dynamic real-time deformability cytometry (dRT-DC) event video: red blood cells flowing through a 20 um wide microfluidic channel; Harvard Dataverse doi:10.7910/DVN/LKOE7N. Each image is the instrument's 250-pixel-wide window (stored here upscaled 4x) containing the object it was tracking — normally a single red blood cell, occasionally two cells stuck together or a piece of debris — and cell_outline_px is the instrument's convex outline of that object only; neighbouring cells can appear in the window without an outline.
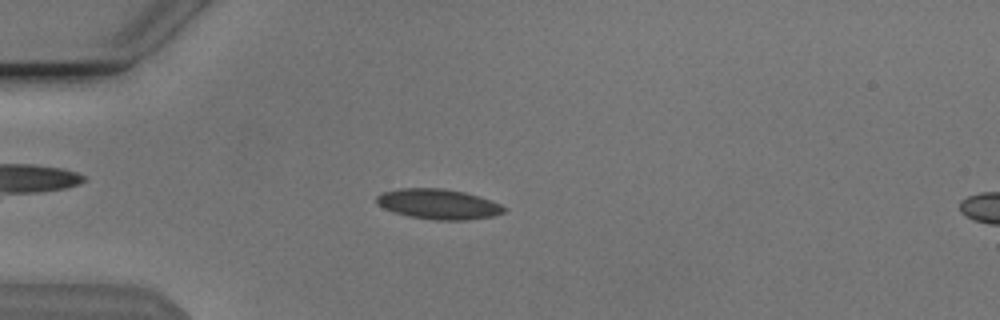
{"species": "Egyptian fruit bat (a non-hibernating species)", "species_latin": "Rousettus aegyptiacus", "temperature_condition": "cold", "stored_images_in_passage": 40, "camera_frame_rate_fps": 3000, "um_per_image_px": 0.085, "animal": {"sex": "male"}, "frame": {"image": 1, "passage_image": 1, "time_ms": 0.0, "image_size_px": [1000, 320], "cell_outline_px": [[508, 208], [504, 212], [492, 216], [468, 220], [432, 220], [408, 216], [392, 212], [376, 204], [376, 196], [380, 192], [400, 188], [444, 188], [464, 192], [480, 196], [500, 204]], "centroid_in_image_um": [37.23, 17.34], "position_along_channel_um": 47.8, "area_um2": 22.72}}
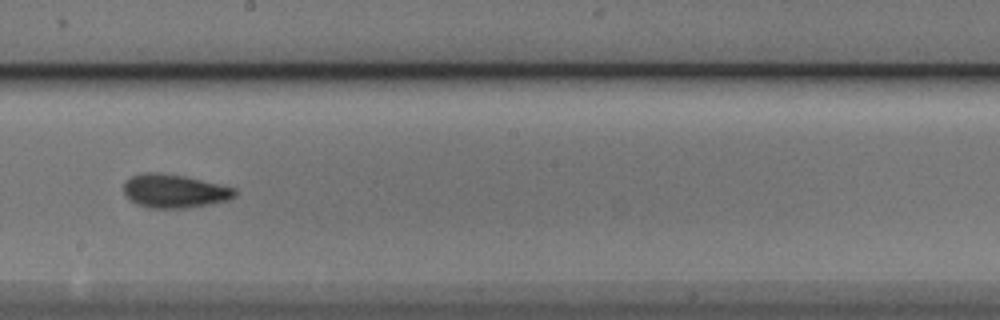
{"frame": {"image": 2, "passage_image": 17, "time_ms": 5.333, "image_size_px": [1000, 320], "cell_outline_px": [[236, 196], [228, 200], [208, 204], [184, 208], [148, 208], [136, 204], [124, 192], [124, 184], [132, 176], [144, 172], [156, 172], [184, 176], [236, 188]], "centroid_in_image_um": [14.83, 16.24], "position_along_channel_um": 233.4, "area_um2": 21.5}}
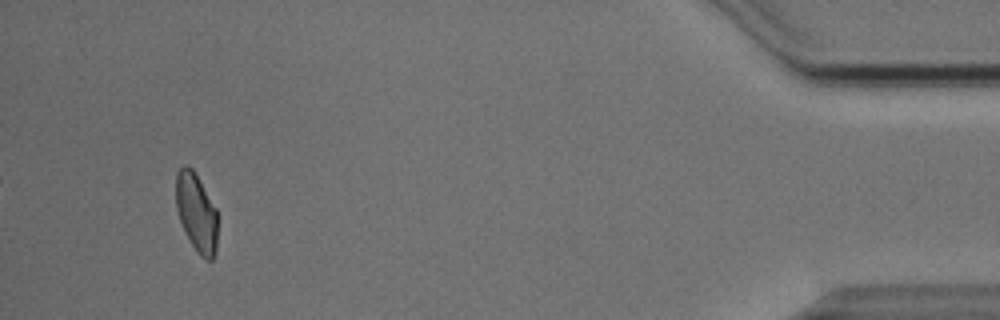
{"frame": {"image": 3, "passage_image": 37, "time_ms": 12.0, "image_size_px": [1000, 320], "cell_outline_px": [[216, 252], [212, 260], [208, 260], [200, 256], [196, 252], [180, 220], [176, 208], [176, 172], [184, 164], [192, 168], [216, 208]], "centroid_in_image_um": [16.69, 18.05], "position_along_channel_um": 418.5, "area_um2": 18.73}, "authors_computed_cell_mechanics": {"area_um2": 20.9814, "velocity_mm_per_s": 3.8364, "shape_relaxation_time_tau1_ms": 4.7218, "shape_relaxation_time_tau2_ms": 3.0878, "deformation_change_tau1": 0.1287, "deformation_change_tau2": 0.0823}}